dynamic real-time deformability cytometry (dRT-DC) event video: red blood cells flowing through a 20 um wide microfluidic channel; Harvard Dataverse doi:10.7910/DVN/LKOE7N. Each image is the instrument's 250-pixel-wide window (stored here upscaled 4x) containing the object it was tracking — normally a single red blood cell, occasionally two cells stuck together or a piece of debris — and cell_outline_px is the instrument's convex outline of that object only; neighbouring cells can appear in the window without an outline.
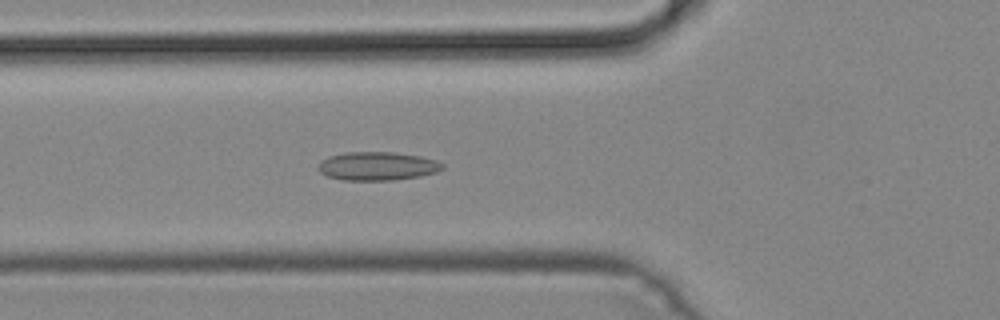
{"species": "common noctule bat (a hibernating species)", "species_latin": "Nyctalus noctula", "temperature_condition": "cold", "stored_images_in_passage": 29, "camera_frame_rate_fps": 3000, "um_per_image_px": 0.085, "animal": {"sex": "male", "body_mass_g": 19.2, "forearm_length_mm": 51.8}, "frame": {"image": 1, "passage_image": 7, "time_ms": 2.0, "image_size_px": [1000, 320], "cell_outline_px": [[444, 168], [436, 172], [420, 176], [392, 180], [344, 180], [328, 176], [320, 172], [316, 168], [328, 156], [344, 152], [392, 152], [420, 156], [436, 160], [444, 164]], "centroid_in_image_um": [32.09, 14.11], "position_along_channel_um": 93.7, "area_um2": 20.58}}
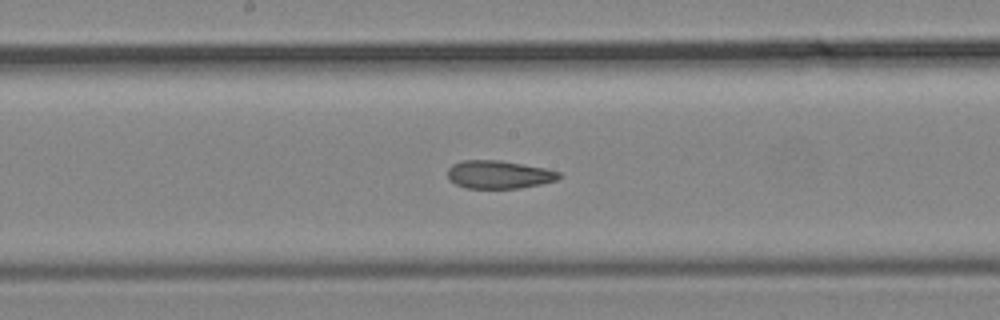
{"frame": {"image": 2, "passage_image": 15, "time_ms": 4.667, "image_size_px": [1000, 320], "cell_outline_px": [[560, 176], [556, 180], [540, 184], [520, 188], [468, 188], [456, 184], [448, 180], [448, 168], [452, 164], [460, 160], [500, 160], [544, 168], [560, 172]], "centroid_in_image_um": [42.36, 14.83], "position_along_channel_um": 205.8, "area_um2": 18.15}}
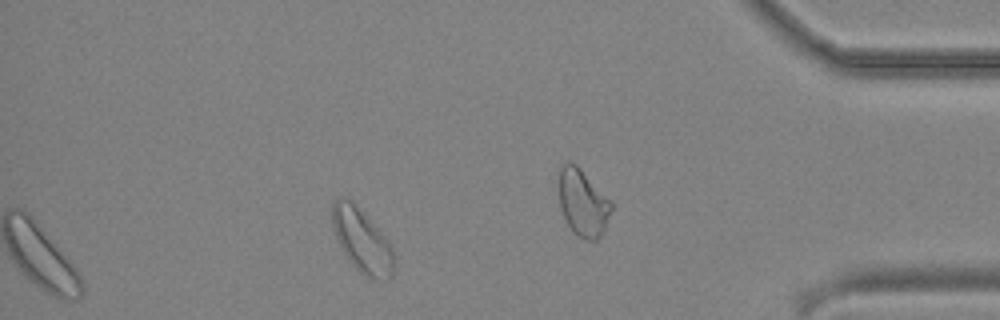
{"frame": {"image": 3, "passage_image": 29, "time_ms": 9.333, "image_size_px": [1000, 320], "cell_outline_px": [[392, 276], [384, 280], [368, 280], [352, 264], [344, 252], [332, 228], [332, 204], [340, 196], [348, 196], [388, 240], [392, 248]], "centroid_in_image_um": [30.74, 20.44], "position_along_channel_um": 404.5, "area_um2": 22.66}}